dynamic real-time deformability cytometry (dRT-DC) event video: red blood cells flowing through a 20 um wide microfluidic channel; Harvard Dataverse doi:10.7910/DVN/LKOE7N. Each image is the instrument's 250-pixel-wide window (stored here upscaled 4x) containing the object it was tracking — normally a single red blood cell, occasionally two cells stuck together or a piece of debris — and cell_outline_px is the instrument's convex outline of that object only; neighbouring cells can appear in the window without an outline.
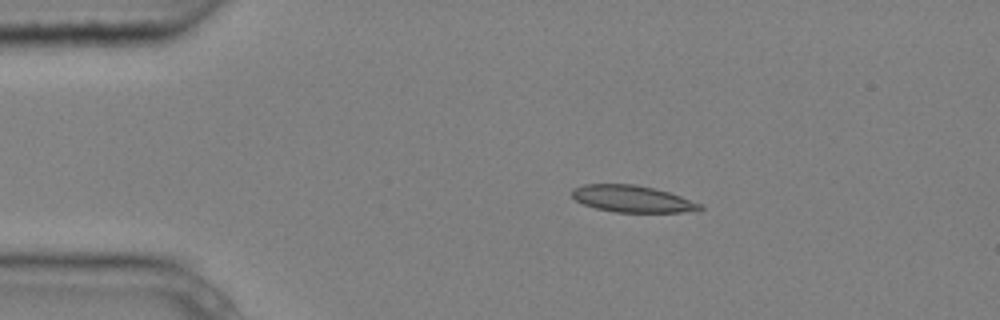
{"species": "common noctule bat (a hibernating species)", "species_latin": "Nyctalus noctula", "temperature_condition": "cold", "stored_images_in_passage": 3, "camera_frame_rate_fps": 3000, "um_per_image_px": 0.085, "animal": {"sex": "male", "body_mass_g": 20.4}, "frame": {"image": 1, "passage_image": 1, "time_ms": 0.0, "image_size_px": [1000, 320], "cell_outline_px": [[704, 208], [700, 212], [616, 212], [596, 208], [584, 204], [576, 200], [572, 196], [572, 188], [584, 184], [636, 184], [668, 192], [704, 204]], "centroid_in_image_um": [53.81, 16.91], "position_along_channel_um": 31.2, "area_um2": 20.11}}
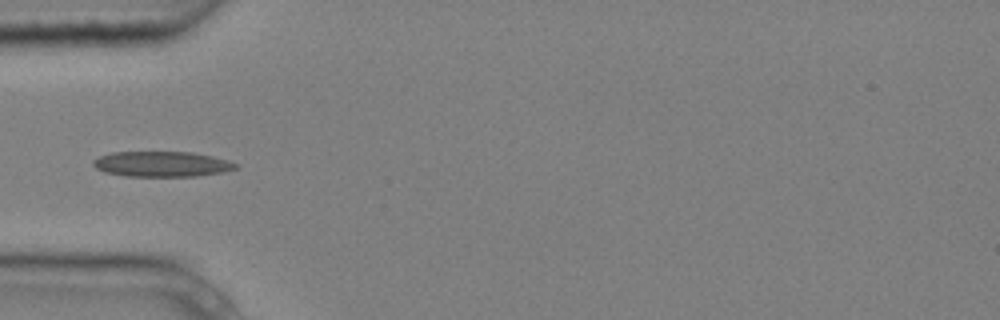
{"frame": {"image": 2, "passage_image": 3, "time_ms": 0.667, "image_size_px": [1000, 320], "cell_outline_px": [[236, 168], [224, 172], [196, 176], [124, 176], [104, 172], [96, 168], [92, 164], [92, 160], [100, 156], [112, 152], [192, 152], [212, 156], [228, 160], [236, 164]], "centroid_in_image_um": [13.72, 13.94], "position_along_channel_um": 71.3, "area_um2": 21.04}}